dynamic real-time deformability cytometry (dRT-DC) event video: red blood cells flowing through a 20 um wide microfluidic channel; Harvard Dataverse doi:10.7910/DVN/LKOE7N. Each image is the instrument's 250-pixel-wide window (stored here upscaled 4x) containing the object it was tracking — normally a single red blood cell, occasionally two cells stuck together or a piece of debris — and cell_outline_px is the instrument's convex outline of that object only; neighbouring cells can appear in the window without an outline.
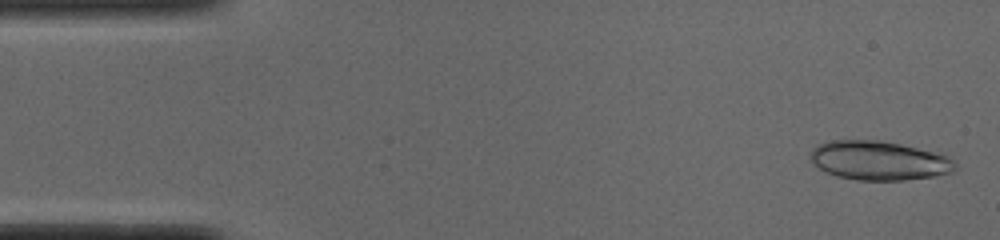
{"species": "common noctule bat (a hibernating species)", "species_latin": "Nyctalus noctula", "temperature_condition": "cold", "stored_images_in_passage": 50, "camera_frame_rate_fps": 3000, "um_per_image_px": 0.085, "animal": {"sex": "male", "body_mass_g": 19.0, "forearm_length_mm": 50.8}, "frame": {"image": 1, "passage_image": 2, "time_ms": 0.333, "image_size_px": [1000, 240], "cell_outline_px": [[956, 168], [952, 172], [936, 176], [900, 180], [856, 180], [836, 176], [812, 164], [812, 148], [816, 144], [832, 140], [880, 140], [900, 144], [948, 156], [956, 164]], "centroid_in_image_um": [74.69, 13.65], "position_along_channel_um": 10.3, "area_um2": 32.77}}
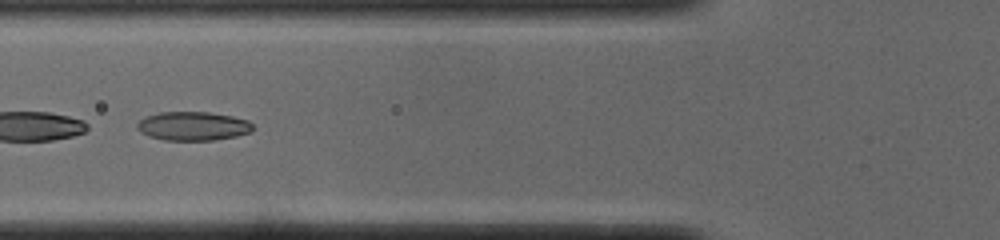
{"frame": {"image": 2, "passage_image": 19, "time_ms": 6.0, "image_size_px": [1000, 240], "cell_outline_px": [[256, 128], [252, 132], [236, 136], [216, 140], [164, 140], [148, 136], [140, 132], [136, 128], [136, 124], [140, 120], [148, 116], [160, 112], [208, 112], [232, 116], [248, 120]], "centroid_in_image_um": [16.43, 10.72], "position_along_channel_um": 109.4, "area_um2": 19.59}}
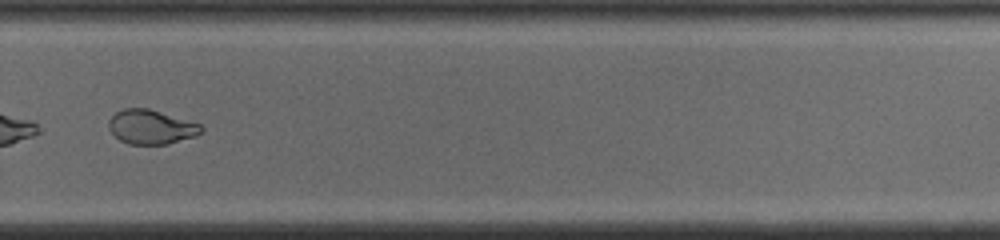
{"frame": {"image": 3, "passage_image": 35, "time_ms": 11.333, "image_size_px": [1000, 240], "cell_outline_px": [[204, 132], [196, 136], [168, 144], [128, 144], [120, 140], [108, 128], [108, 120], [116, 112], [124, 108], [148, 108], [200, 124], [204, 128]], "centroid_in_image_um": [12.85, 10.79], "position_along_channel_um": 316.9, "area_um2": 18.5}, "authors_computed_cell_mechanics": {"area_um2": 25.8944, "velocity_mm_per_s": 3.8951, "shape_relaxation_time_tau1_ms": null, "shape_relaxation_time_tau2_ms": 1.5126, "deformation_change_tau1": null, "deformation_change_tau2": 0.0645}}